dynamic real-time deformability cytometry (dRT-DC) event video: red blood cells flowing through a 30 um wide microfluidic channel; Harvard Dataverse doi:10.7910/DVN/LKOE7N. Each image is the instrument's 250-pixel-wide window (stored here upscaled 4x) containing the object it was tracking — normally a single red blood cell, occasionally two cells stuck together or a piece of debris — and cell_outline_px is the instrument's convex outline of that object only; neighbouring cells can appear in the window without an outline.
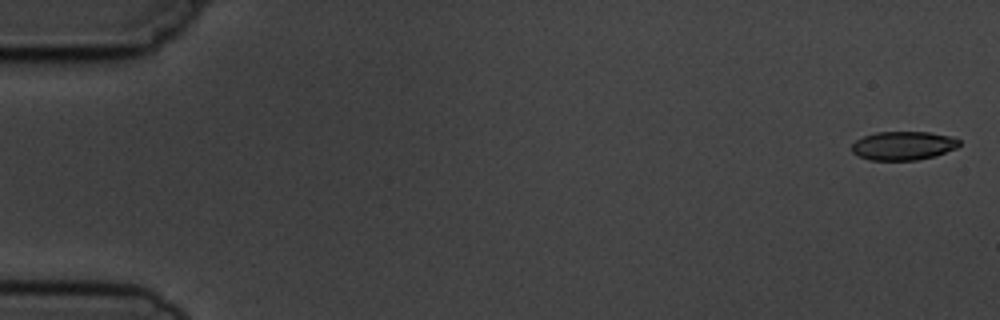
{"species": "common noctule bat (a hibernating species)", "species_latin": "Nyctalus noctula", "temperature_condition": "cold", "stored_images_in_passage": 5, "camera_frame_rate_fps": 3000, "um_per_image_px": 0.085, "animal": {"sex": "male", "body_mass_g": 19.5, "forearm_length_mm": 54.6}, "frame": {"image": 1, "passage_image": 1, "time_ms": 0.0, "image_size_px": [1000, 320], "cell_outline_px": [[960, 144], [956, 148], [936, 156], [916, 160], [868, 160], [852, 152], [852, 144], [856, 140], [864, 136], [876, 132], [928, 132], [952, 136], [960, 140]], "centroid_in_image_um": [76.79, 12.38], "position_along_channel_um": 8.2, "area_um2": 18.03}}
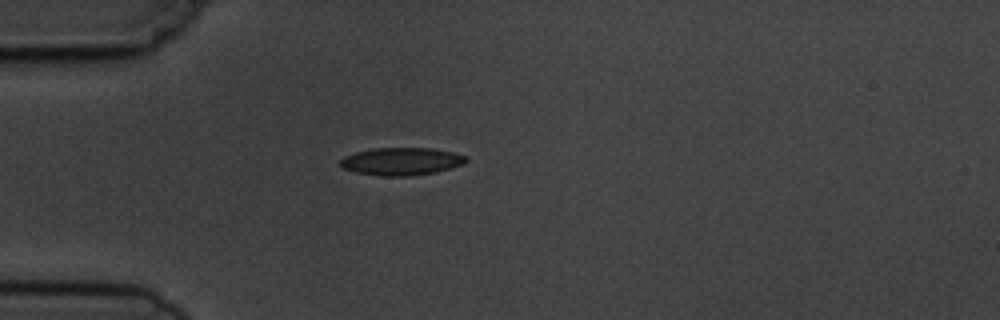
{"frame": {"image": 2, "passage_image": 5, "time_ms": 4.667, "image_size_px": [1000, 320], "cell_outline_px": [[468, 160], [464, 164], [452, 168], [436, 172], [408, 176], [380, 176], [356, 172], [340, 168], [336, 164], [344, 156], [356, 152], [372, 148], [432, 148], [452, 152], [464, 156]], "centroid_in_image_um": [34.07, 13.72], "position_along_channel_um": 50.9, "area_um2": 20.46}}